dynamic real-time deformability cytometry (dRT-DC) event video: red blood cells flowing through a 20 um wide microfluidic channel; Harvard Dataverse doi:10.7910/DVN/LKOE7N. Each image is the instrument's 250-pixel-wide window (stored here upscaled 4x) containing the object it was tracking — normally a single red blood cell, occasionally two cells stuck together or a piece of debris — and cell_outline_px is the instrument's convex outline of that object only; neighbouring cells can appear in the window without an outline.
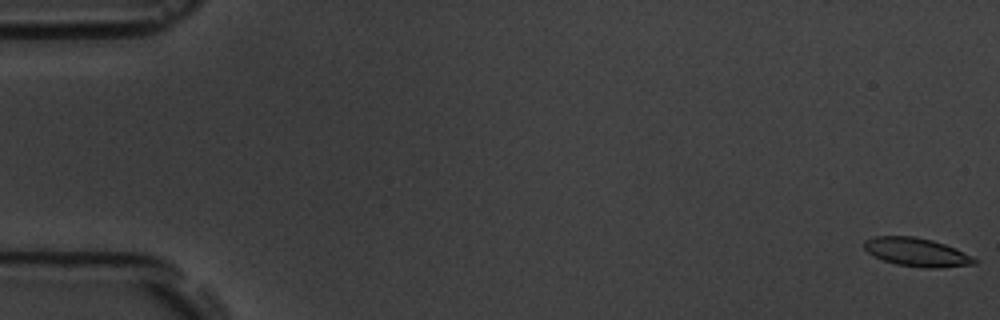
{"species": "common noctule bat (a hibernating species)", "species_latin": "Nyctalus noctula", "temperature_condition": "room temperature", "stored_images_in_passage": 7, "camera_frame_rate_fps": 3000, "um_per_image_px": 0.085, "animal": {"sex": "male", "body_mass_g": 19.5, "forearm_length_mm": 54.6}, "frame": {"image": 1, "passage_image": 1, "time_ms": 0.0, "image_size_px": [1000, 320], "cell_outline_px": [[976, 264], [936, 268], [924, 268], [896, 264], [884, 260], [868, 252], [864, 248], [864, 240], [872, 236], [912, 236], [932, 240], [956, 248], [972, 256], [976, 260]], "centroid_in_image_um": [77.92, 21.43], "position_along_channel_um": 7.1, "area_um2": 18.21}}
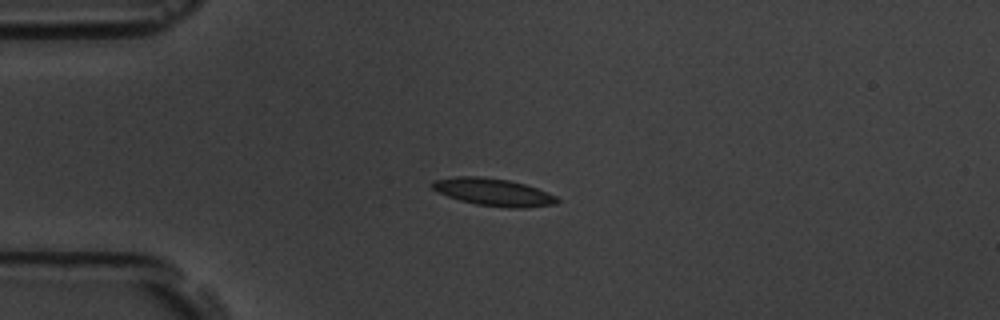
{"frame": {"image": 2, "passage_image": 5, "time_ms": 4.667, "image_size_px": [1000, 320], "cell_outline_px": [[560, 200], [556, 204], [528, 208], [508, 208], [476, 204], [460, 200], [448, 196], [432, 188], [428, 184], [436, 180], [456, 176], [480, 176], [508, 180], [524, 184], [548, 192], [556, 196]], "centroid_in_image_um": [41.96, 16.33], "position_along_channel_um": 43.0, "area_um2": 19.94}}
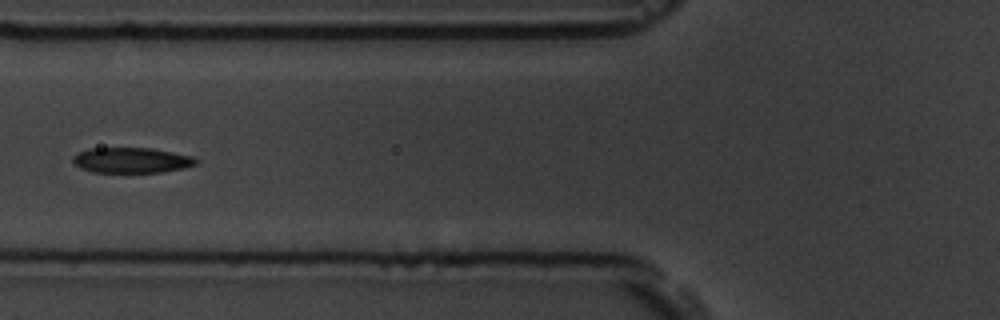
{"frame": {"image": 3, "passage_image": 7, "time_ms": 7.333, "image_size_px": [1000, 320], "cell_outline_px": [[200, 160], [196, 164], [184, 168], [160, 172], [92, 172], [80, 168], [72, 160], [72, 156], [88, 148], [152, 148], [192, 156]], "centroid_in_image_um": [11.19, 13.62], "position_along_channel_um": 114.6, "area_um2": 18.21}}